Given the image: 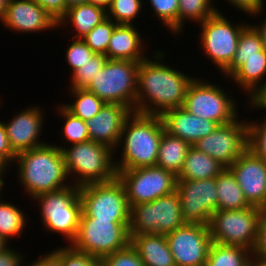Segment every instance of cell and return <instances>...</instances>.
Masks as SVG:
<instances>
[{
  "instance_id": "db71d44e",
  "label": "cell",
  "mask_w": 266,
  "mask_h": 266,
  "mask_svg": "<svg viewBox=\"0 0 266 266\" xmlns=\"http://www.w3.org/2000/svg\"><path fill=\"white\" fill-rule=\"evenodd\" d=\"M67 8L87 3V0H65Z\"/></svg>"
},
{
  "instance_id": "1f68e13d",
  "label": "cell",
  "mask_w": 266,
  "mask_h": 266,
  "mask_svg": "<svg viewBox=\"0 0 266 266\" xmlns=\"http://www.w3.org/2000/svg\"><path fill=\"white\" fill-rule=\"evenodd\" d=\"M71 102H61V104L74 116L86 121L94 117L105 102L94 93L89 92L85 88H67Z\"/></svg>"
},
{
  "instance_id": "ab89813d",
  "label": "cell",
  "mask_w": 266,
  "mask_h": 266,
  "mask_svg": "<svg viewBox=\"0 0 266 266\" xmlns=\"http://www.w3.org/2000/svg\"><path fill=\"white\" fill-rule=\"evenodd\" d=\"M263 49L260 34L249 23L239 36L238 47L234 57H251L259 55V51Z\"/></svg>"
},
{
  "instance_id": "680465c9",
  "label": "cell",
  "mask_w": 266,
  "mask_h": 266,
  "mask_svg": "<svg viewBox=\"0 0 266 266\" xmlns=\"http://www.w3.org/2000/svg\"><path fill=\"white\" fill-rule=\"evenodd\" d=\"M258 208L262 213L266 212V194L261 205Z\"/></svg>"
},
{
  "instance_id": "b9f144b4",
  "label": "cell",
  "mask_w": 266,
  "mask_h": 266,
  "mask_svg": "<svg viewBox=\"0 0 266 266\" xmlns=\"http://www.w3.org/2000/svg\"><path fill=\"white\" fill-rule=\"evenodd\" d=\"M102 260L107 266H145L131 243L105 256Z\"/></svg>"
},
{
  "instance_id": "ffe728a7",
  "label": "cell",
  "mask_w": 266,
  "mask_h": 266,
  "mask_svg": "<svg viewBox=\"0 0 266 266\" xmlns=\"http://www.w3.org/2000/svg\"><path fill=\"white\" fill-rule=\"evenodd\" d=\"M250 206L259 207L266 194V161L246 149L228 168Z\"/></svg>"
},
{
  "instance_id": "d6a6232c",
  "label": "cell",
  "mask_w": 266,
  "mask_h": 266,
  "mask_svg": "<svg viewBox=\"0 0 266 266\" xmlns=\"http://www.w3.org/2000/svg\"><path fill=\"white\" fill-rule=\"evenodd\" d=\"M251 251L240 246L212 242L206 264L208 266H248Z\"/></svg>"
},
{
  "instance_id": "816d5d0a",
  "label": "cell",
  "mask_w": 266,
  "mask_h": 266,
  "mask_svg": "<svg viewBox=\"0 0 266 266\" xmlns=\"http://www.w3.org/2000/svg\"><path fill=\"white\" fill-rule=\"evenodd\" d=\"M14 170L12 169V166L10 165H3L0 168V201H3V193H5L3 190V188H5L4 186L7 184L6 181L8 178H6V176L8 175L7 173H9L8 171ZM3 191V192H2Z\"/></svg>"
},
{
  "instance_id": "c3c4849f",
  "label": "cell",
  "mask_w": 266,
  "mask_h": 266,
  "mask_svg": "<svg viewBox=\"0 0 266 266\" xmlns=\"http://www.w3.org/2000/svg\"><path fill=\"white\" fill-rule=\"evenodd\" d=\"M45 253L39 255L37 259L31 260L32 258H30L32 262L26 260L22 266H62L61 257L54 250H48Z\"/></svg>"
},
{
  "instance_id": "91938a15",
  "label": "cell",
  "mask_w": 266,
  "mask_h": 266,
  "mask_svg": "<svg viewBox=\"0 0 266 266\" xmlns=\"http://www.w3.org/2000/svg\"><path fill=\"white\" fill-rule=\"evenodd\" d=\"M95 266H107L105 262L101 259Z\"/></svg>"
},
{
  "instance_id": "ee69618b",
  "label": "cell",
  "mask_w": 266,
  "mask_h": 266,
  "mask_svg": "<svg viewBox=\"0 0 266 266\" xmlns=\"http://www.w3.org/2000/svg\"><path fill=\"white\" fill-rule=\"evenodd\" d=\"M217 0H215L216 2ZM227 1V2H225ZM226 6H232L233 9H236L238 14H244L250 16L260 10L264 5H266L265 0H225ZM229 4V5H228Z\"/></svg>"
},
{
  "instance_id": "603a6c76",
  "label": "cell",
  "mask_w": 266,
  "mask_h": 266,
  "mask_svg": "<svg viewBox=\"0 0 266 266\" xmlns=\"http://www.w3.org/2000/svg\"><path fill=\"white\" fill-rule=\"evenodd\" d=\"M139 28L138 25L117 24L109 40L106 57L109 60H145L149 55L146 47L150 42L145 43L146 36H142Z\"/></svg>"
},
{
  "instance_id": "8992f818",
  "label": "cell",
  "mask_w": 266,
  "mask_h": 266,
  "mask_svg": "<svg viewBox=\"0 0 266 266\" xmlns=\"http://www.w3.org/2000/svg\"><path fill=\"white\" fill-rule=\"evenodd\" d=\"M217 10L212 16L197 25V28L200 29H197L199 36L196 43L203 55L221 75L220 73L232 62L238 47L239 36L249 22L247 23V20L243 19V23L241 21L235 23L233 19L230 21L229 16L223 14V10L220 8Z\"/></svg>"
},
{
  "instance_id": "11a10c76",
  "label": "cell",
  "mask_w": 266,
  "mask_h": 266,
  "mask_svg": "<svg viewBox=\"0 0 266 266\" xmlns=\"http://www.w3.org/2000/svg\"><path fill=\"white\" fill-rule=\"evenodd\" d=\"M8 1L0 0V23L4 18Z\"/></svg>"
},
{
  "instance_id": "3957f363",
  "label": "cell",
  "mask_w": 266,
  "mask_h": 266,
  "mask_svg": "<svg viewBox=\"0 0 266 266\" xmlns=\"http://www.w3.org/2000/svg\"><path fill=\"white\" fill-rule=\"evenodd\" d=\"M164 131L160 116L132 112L124 123L114 150L116 171L156 166Z\"/></svg>"
},
{
  "instance_id": "9f6ffc18",
  "label": "cell",
  "mask_w": 266,
  "mask_h": 266,
  "mask_svg": "<svg viewBox=\"0 0 266 266\" xmlns=\"http://www.w3.org/2000/svg\"><path fill=\"white\" fill-rule=\"evenodd\" d=\"M251 263L254 266H266V259L252 258Z\"/></svg>"
},
{
  "instance_id": "83f0119b",
  "label": "cell",
  "mask_w": 266,
  "mask_h": 266,
  "mask_svg": "<svg viewBox=\"0 0 266 266\" xmlns=\"http://www.w3.org/2000/svg\"><path fill=\"white\" fill-rule=\"evenodd\" d=\"M217 210H238L250 207L232 172L225 168L216 176Z\"/></svg>"
},
{
  "instance_id": "7402d4cb",
  "label": "cell",
  "mask_w": 266,
  "mask_h": 266,
  "mask_svg": "<svg viewBox=\"0 0 266 266\" xmlns=\"http://www.w3.org/2000/svg\"><path fill=\"white\" fill-rule=\"evenodd\" d=\"M160 117L168 134L183 139L191 146L218 127L217 123L192 115L183 107L169 110Z\"/></svg>"
},
{
  "instance_id": "74e56055",
  "label": "cell",
  "mask_w": 266,
  "mask_h": 266,
  "mask_svg": "<svg viewBox=\"0 0 266 266\" xmlns=\"http://www.w3.org/2000/svg\"><path fill=\"white\" fill-rule=\"evenodd\" d=\"M72 41L65 48V62L69 68L70 75L79 67H82L95 54L81 38H66Z\"/></svg>"
},
{
  "instance_id": "bcb514c9",
  "label": "cell",
  "mask_w": 266,
  "mask_h": 266,
  "mask_svg": "<svg viewBox=\"0 0 266 266\" xmlns=\"http://www.w3.org/2000/svg\"><path fill=\"white\" fill-rule=\"evenodd\" d=\"M16 154L10 147L8 136L2 118L0 119V161L4 165L12 166L15 161Z\"/></svg>"
},
{
  "instance_id": "6da1fadb",
  "label": "cell",
  "mask_w": 266,
  "mask_h": 266,
  "mask_svg": "<svg viewBox=\"0 0 266 266\" xmlns=\"http://www.w3.org/2000/svg\"><path fill=\"white\" fill-rule=\"evenodd\" d=\"M166 52L160 48L153 50L152 56L139 62L136 113L161 116L183 106L187 88L195 76L167 64Z\"/></svg>"
},
{
  "instance_id": "7bdbcfd3",
  "label": "cell",
  "mask_w": 266,
  "mask_h": 266,
  "mask_svg": "<svg viewBox=\"0 0 266 266\" xmlns=\"http://www.w3.org/2000/svg\"><path fill=\"white\" fill-rule=\"evenodd\" d=\"M251 255L252 258L266 259V212L261 215L256 241L251 250Z\"/></svg>"
},
{
  "instance_id": "7c38bea8",
  "label": "cell",
  "mask_w": 266,
  "mask_h": 266,
  "mask_svg": "<svg viewBox=\"0 0 266 266\" xmlns=\"http://www.w3.org/2000/svg\"><path fill=\"white\" fill-rule=\"evenodd\" d=\"M82 214L97 220H130L125 187L116 177L104 182L80 187Z\"/></svg>"
},
{
  "instance_id": "277c9868",
  "label": "cell",
  "mask_w": 266,
  "mask_h": 266,
  "mask_svg": "<svg viewBox=\"0 0 266 266\" xmlns=\"http://www.w3.org/2000/svg\"><path fill=\"white\" fill-rule=\"evenodd\" d=\"M68 177L78 187L117 177L114 150L95 141L61 147Z\"/></svg>"
},
{
  "instance_id": "d590c367",
  "label": "cell",
  "mask_w": 266,
  "mask_h": 266,
  "mask_svg": "<svg viewBox=\"0 0 266 266\" xmlns=\"http://www.w3.org/2000/svg\"><path fill=\"white\" fill-rule=\"evenodd\" d=\"M104 54H94L82 67L76 69L71 75L66 88H86L107 61Z\"/></svg>"
},
{
  "instance_id": "8d00e7d4",
  "label": "cell",
  "mask_w": 266,
  "mask_h": 266,
  "mask_svg": "<svg viewBox=\"0 0 266 266\" xmlns=\"http://www.w3.org/2000/svg\"><path fill=\"white\" fill-rule=\"evenodd\" d=\"M116 23L107 18L99 25H96L88 34L81 39L96 54H106L109 40L116 27Z\"/></svg>"
},
{
  "instance_id": "4fadbf2b",
  "label": "cell",
  "mask_w": 266,
  "mask_h": 266,
  "mask_svg": "<svg viewBox=\"0 0 266 266\" xmlns=\"http://www.w3.org/2000/svg\"><path fill=\"white\" fill-rule=\"evenodd\" d=\"M117 177L125 187L130 208L176 190L177 176L158 166L117 171Z\"/></svg>"
},
{
  "instance_id": "9c48e42d",
  "label": "cell",
  "mask_w": 266,
  "mask_h": 266,
  "mask_svg": "<svg viewBox=\"0 0 266 266\" xmlns=\"http://www.w3.org/2000/svg\"><path fill=\"white\" fill-rule=\"evenodd\" d=\"M129 225L130 220H97L81 213L78 233L71 246L103 259L130 243Z\"/></svg>"
},
{
  "instance_id": "f6af8a7d",
  "label": "cell",
  "mask_w": 266,
  "mask_h": 266,
  "mask_svg": "<svg viewBox=\"0 0 266 266\" xmlns=\"http://www.w3.org/2000/svg\"><path fill=\"white\" fill-rule=\"evenodd\" d=\"M39 4L57 23L65 16L67 5L65 0H34Z\"/></svg>"
},
{
  "instance_id": "5bb4252c",
  "label": "cell",
  "mask_w": 266,
  "mask_h": 266,
  "mask_svg": "<svg viewBox=\"0 0 266 266\" xmlns=\"http://www.w3.org/2000/svg\"><path fill=\"white\" fill-rule=\"evenodd\" d=\"M241 113L234 121L218 125L192 146L229 168L248 148V123Z\"/></svg>"
},
{
  "instance_id": "836d02e7",
  "label": "cell",
  "mask_w": 266,
  "mask_h": 266,
  "mask_svg": "<svg viewBox=\"0 0 266 266\" xmlns=\"http://www.w3.org/2000/svg\"><path fill=\"white\" fill-rule=\"evenodd\" d=\"M146 1L144 0V5L150 6L153 19L160 21V27L165 26L163 28H167V32L172 34L174 39H178L179 0H148L147 3Z\"/></svg>"
},
{
  "instance_id": "9a60e30c",
  "label": "cell",
  "mask_w": 266,
  "mask_h": 266,
  "mask_svg": "<svg viewBox=\"0 0 266 266\" xmlns=\"http://www.w3.org/2000/svg\"><path fill=\"white\" fill-rule=\"evenodd\" d=\"M176 191L183 220L186 223L209 225L218 205L216 177L203 180L177 179Z\"/></svg>"
},
{
  "instance_id": "f1b7e54d",
  "label": "cell",
  "mask_w": 266,
  "mask_h": 266,
  "mask_svg": "<svg viewBox=\"0 0 266 266\" xmlns=\"http://www.w3.org/2000/svg\"><path fill=\"white\" fill-rule=\"evenodd\" d=\"M7 201H0V236L10 243L22 237L26 228L29 229L31 220H28L30 217L20 208L21 206Z\"/></svg>"
},
{
  "instance_id": "4316f807",
  "label": "cell",
  "mask_w": 266,
  "mask_h": 266,
  "mask_svg": "<svg viewBox=\"0 0 266 266\" xmlns=\"http://www.w3.org/2000/svg\"><path fill=\"white\" fill-rule=\"evenodd\" d=\"M191 145L181 138L162 133L156 166L173 172L176 176L182 170Z\"/></svg>"
},
{
  "instance_id": "d4e9b609",
  "label": "cell",
  "mask_w": 266,
  "mask_h": 266,
  "mask_svg": "<svg viewBox=\"0 0 266 266\" xmlns=\"http://www.w3.org/2000/svg\"><path fill=\"white\" fill-rule=\"evenodd\" d=\"M129 236L145 266H176L164 234Z\"/></svg>"
},
{
  "instance_id": "ac0fdd59",
  "label": "cell",
  "mask_w": 266,
  "mask_h": 266,
  "mask_svg": "<svg viewBox=\"0 0 266 266\" xmlns=\"http://www.w3.org/2000/svg\"><path fill=\"white\" fill-rule=\"evenodd\" d=\"M2 29L16 34H42L56 31L57 22L34 0H12L7 3Z\"/></svg>"
},
{
  "instance_id": "f546056e",
  "label": "cell",
  "mask_w": 266,
  "mask_h": 266,
  "mask_svg": "<svg viewBox=\"0 0 266 266\" xmlns=\"http://www.w3.org/2000/svg\"><path fill=\"white\" fill-rule=\"evenodd\" d=\"M215 0H179L178 38L184 36L185 26L198 25L218 10ZM187 22V23H186ZM181 35V36H180Z\"/></svg>"
},
{
  "instance_id": "e575fe53",
  "label": "cell",
  "mask_w": 266,
  "mask_h": 266,
  "mask_svg": "<svg viewBox=\"0 0 266 266\" xmlns=\"http://www.w3.org/2000/svg\"><path fill=\"white\" fill-rule=\"evenodd\" d=\"M143 6L144 0H112L107 9V18L116 24L139 25L137 18L140 21L141 13L149 9Z\"/></svg>"
},
{
  "instance_id": "60d3db41",
  "label": "cell",
  "mask_w": 266,
  "mask_h": 266,
  "mask_svg": "<svg viewBox=\"0 0 266 266\" xmlns=\"http://www.w3.org/2000/svg\"><path fill=\"white\" fill-rule=\"evenodd\" d=\"M62 260V266H95L101 259L74 249L71 245H62L53 249Z\"/></svg>"
},
{
  "instance_id": "d6986e66",
  "label": "cell",
  "mask_w": 266,
  "mask_h": 266,
  "mask_svg": "<svg viewBox=\"0 0 266 266\" xmlns=\"http://www.w3.org/2000/svg\"><path fill=\"white\" fill-rule=\"evenodd\" d=\"M242 91L247 101L254 98L266 87V50L251 57H234L230 65L221 73Z\"/></svg>"
},
{
  "instance_id": "2e32d148",
  "label": "cell",
  "mask_w": 266,
  "mask_h": 266,
  "mask_svg": "<svg viewBox=\"0 0 266 266\" xmlns=\"http://www.w3.org/2000/svg\"><path fill=\"white\" fill-rule=\"evenodd\" d=\"M165 237L176 266L206 263L212 244L208 225L185 223Z\"/></svg>"
},
{
  "instance_id": "94428289",
  "label": "cell",
  "mask_w": 266,
  "mask_h": 266,
  "mask_svg": "<svg viewBox=\"0 0 266 266\" xmlns=\"http://www.w3.org/2000/svg\"><path fill=\"white\" fill-rule=\"evenodd\" d=\"M4 164L0 161V168L3 166Z\"/></svg>"
},
{
  "instance_id": "e0dca14e",
  "label": "cell",
  "mask_w": 266,
  "mask_h": 266,
  "mask_svg": "<svg viewBox=\"0 0 266 266\" xmlns=\"http://www.w3.org/2000/svg\"><path fill=\"white\" fill-rule=\"evenodd\" d=\"M45 111L42 106L33 103L14 112L7 122L3 120L10 147L16 155L47 143L41 137L47 121Z\"/></svg>"
},
{
  "instance_id": "8fae6325",
  "label": "cell",
  "mask_w": 266,
  "mask_h": 266,
  "mask_svg": "<svg viewBox=\"0 0 266 266\" xmlns=\"http://www.w3.org/2000/svg\"><path fill=\"white\" fill-rule=\"evenodd\" d=\"M261 215L259 208L254 206L238 210H216L208 225L212 242L240 246L251 251Z\"/></svg>"
},
{
  "instance_id": "f907efd6",
  "label": "cell",
  "mask_w": 266,
  "mask_h": 266,
  "mask_svg": "<svg viewBox=\"0 0 266 266\" xmlns=\"http://www.w3.org/2000/svg\"><path fill=\"white\" fill-rule=\"evenodd\" d=\"M245 107L249 108L251 112L253 113V109L256 111L261 112L264 110L266 111V87L254 98V100L246 101Z\"/></svg>"
},
{
  "instance_id": "484cf974",
  "label": "cell",
  "mask_w": 266,
  "mask_h": 266,
  "mask_svg": "<svg viewBox=\"0 0 266 266\" xmlns=\"http://www.w3.org/2000/svg\"><path fill=\"white\" fill-rule=\"evenodd\" d=\"M224 169L225 167L217 160L191 146L187 152L182 170L177 175V179H211L220 174Z\"/></svg>"
},
{
  "instance_id": "681fc988",
  "label": "cell",
  "mask_w": 266,
  "mask_h": 266,
  "mask_svg": "<svg viewBox=\"0 0 266 266\" xmlns=\"http://www.w3.org/2000/svg\"><path fill=\"white\" fill-rule=\"evenodd\" d=\"M266 6L264 5L260 10H258L256 13L250 15V19H252L251 17H253V20L256 18H258L259 16H261V18H258V22H256L255 24L250 23L255 30L260 34L261 37V41L263 44V48L266 50V10H265ZM264 13V15H263ZM258 15V16H257ZM261 19V20H260Z\"/></svg>"
},
{
  "instance_id": "cb8c5ba5",
  "label": "cell",
  "mask_w": 266,
  "mask_h": 266,
  "mask_svg": "<svg viewBox=\"0 0 266 266\" xmlns=\"http://www.w3.org/2000/svg\"><path fill=\"white\" fill-rule=\"evenodd\" d=\"M107 19V10L90 3L76 5L67 9L65 16L57 23L61 31L67 29L71 38H82L96 25ZM70 29V30H69Z\"/></svg>"
},
{
  "instance_id": "30bf717a",
  "label": "cell",
  "mask_w": 266,
  "mask_h": 266,
  "mask_svg": "<svg viewBox=\"0 0 266 266\" xmlns=\"http://www.w3.org/2000/svg\"><path fill=\"white\" fill-rule=\"evenodd\" d=\"M185 223L180 198L175 190L152 202L133 205L130 211L129 235H166Z\"/></svg>"
},
{
  "instance_id": "4dcf8cb0",
  "label": "cell",
  "mask_w": 266,
  "mask_h": 266,
  "mask_svg": "<svg viewBox=\"0 0 266 266\" xmlns=\"http://www.w3.org/2000/svg\"><path fill=\"white\" fill-rule=\"evenodd\" d=\"M56 116H61L60 120L63 121L60 123L62 127L60 131L59 138L61 141L60 144H56L57 141H54L55 145L59 148L65 147L71 144L83 143L89 141V133H88V126L86 122L79 117L74 116L70 113L62 104L61 102L56 104L55 110ZM62 142V143H61Z\"/></svg>"
},
{
  "instance_id": "7a4b0ae2",
  "label": "cell",
  "mask_w": 266,
  "mask_h": 266,
  "mask_svg": "<svg viewBox=\"0 0 266 266\" xmlns=\"http://www.w3.org/2000/svg\"><path fill=\"white\" fill-rule=\"evenodd\" d=\"M14 169L18 185L29 201L40 194L55 192L72 185L61 149L51 142L18 153ZM20 183V184H19Z\"/></svg>"
},
{
  "instance_id": "5b68a950",
  "label": "cell",
  "mask_w": 266,
  "mask_h": 266,
  "mask_svg": "<svg viewBox=\"0 0 266 266\" xmlns=\"http://www.w3.org/2000/svg\"><path fill=\"white\" fill-rule=\"evenodd\" d=\"M32 201L38 204L36 212L42 229L48 234L60 235L66 239L63 244L71 245L78 233L82 213L80 187L72 184L55 192L40 194Z\"/></svg>"
},
{
  "instance_id": "7dc6e473",
  "label": "cell",
  "mask_w": 266,
  "mask_h": 266,
  "mask_svg": "<svg viewBox=\"0 0 266 266\" xmlns=\"http://www.w3.org/2000/svg\"><path fill=\"white\" fill-rule=\"evenodd\" d=\"M24 255V256H23ZM25 253L15 250L12 245L0 253V266H22L26 261Z\"/></svg>"
},
{
  "instance_id": "f5cc1de1",
  "label": "cell",
  "mask_w": 266,
  "mask_h": 266,
  "mask_svg": "<svg viewBox=\"0 0 266 266\" xmlns=\"http://www.w3.org/2000/svg\"><path fill=\"white\" fill-rule=\"evenodd\" d=\"M112 0H87V3L100 6L104 9H108Z\"/></svg>"
},
{
  "instance_id": "6f0895ef",
  "label": "cell",
  "mask_w": 266,
  "mask_h": 266,
  "mask_svg": "<svg viewBox=\"0 0 266 266\" xmlns=\"http://www.w3.org/2000/svg\"><path fill=\"white\" fill-rule=\"evenodd\" d=\"M8 241H6L3 237L0 236V253L3 252L10 245Z\"/></svg>"
},
{
  "instance_id": "ba28073f",
  "label": "cell",
  "mask_w": 266,
  "mask_h": 266,
  "mask_svg": "<svg viewBox=\"0 0 266 266\" xmlns=\"http://www.w3.org/2000/svg\"><path fill=\"white\" fill-rule=\"evenodd\" d=\"M138 67L139 62L107 59L85 89L105 103L122 104L136 112Z\"/></svg>"
},
{
  "instance_id": "52a82bcc",
  "label": "cell",
  "mask_w": 266,
  "mask_h": 266,
  "mask_svg": "<svg viewBox=\"0 0 266 266\" xmlns=\"http://www.w3.org/2000/svg\"><path fill=\"white\" fill-rule=\"evenodd\" d=\"M224 87L216 81L213 83L200 75L196 76L187 88L182 107L192 115L218 125L228 124L241 115L238 107L240 100L231 96Z\"/></svg>"
},
{
  "instance_id": "44dd1931",
  "label": "cell",
  "mask_w": 266,
  "mask_h": 266,
  "mask_svg": "<svg viewBox=\"0 0 266 266\" xmlns=\"http://www.w3.org/2000/svg\"><path fill=\"white\" fill-rule=\"evenodd\" d=\"M132 112L128 106L105 103L98 114L85 121L90 140L115 150L124 123Z\"/></svg>"
},
{
  "instance_id": "f35d334b",
  "label": "cell",
  "mask_w": 266,
  "mask_h": 266,
  "mask_svg": "<svg viewBox=\"0 0 266 266\" xmlns=\"http://www.w3.org/2000/svg\"><path fill=\"white\" fill-rule=\"evenodd\" d=\"M264 112L263 119H246H248V149L266 161V111Z\"/></svg>"
}]
</instances>
